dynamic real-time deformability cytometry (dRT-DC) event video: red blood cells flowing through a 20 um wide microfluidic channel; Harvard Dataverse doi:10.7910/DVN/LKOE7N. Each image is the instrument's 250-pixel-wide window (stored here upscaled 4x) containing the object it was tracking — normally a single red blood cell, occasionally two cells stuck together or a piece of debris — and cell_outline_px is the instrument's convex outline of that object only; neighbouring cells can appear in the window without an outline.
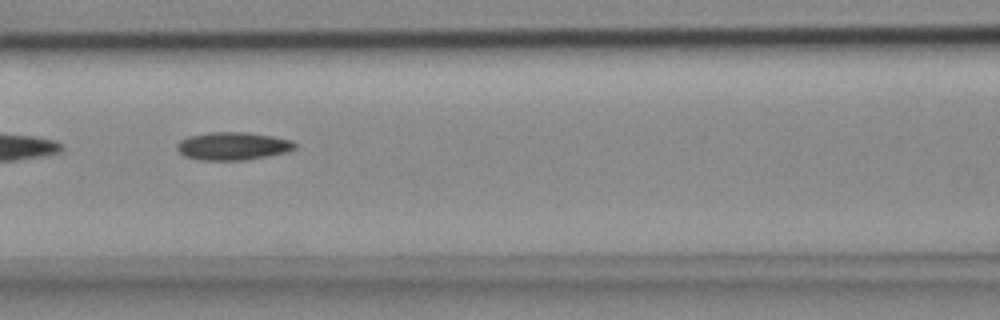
{"species": "common noctule bat (a hibernating species)", "species_latin": "Nyctalus noctula", "temperature_condition": "cold", "stored_images_in_passage": 9, "camera_frame_rate_fps": 3000, "um_per_image_px": 0.085, "animal": {"sex": "female", "body_mass_g": 18.4}, "frame": {"image": 1, "passage_image": 6, "time_ms": 1.667, "image_size_px": [1000, 320], "cell_outline_px": [[296, 148], [288, 152], [268, 156], [244, 160], [196, 160], [184, 156], [176, 148], [176, 144], [180, 140], [188, 136], [212, 132], [248, 132], [272, 136], [292, 140], [296, 144]], "centroid_in_image_um": [19.79, 12.42], "position_along_channel_um": 146.8, "area_um2": 19.36}}
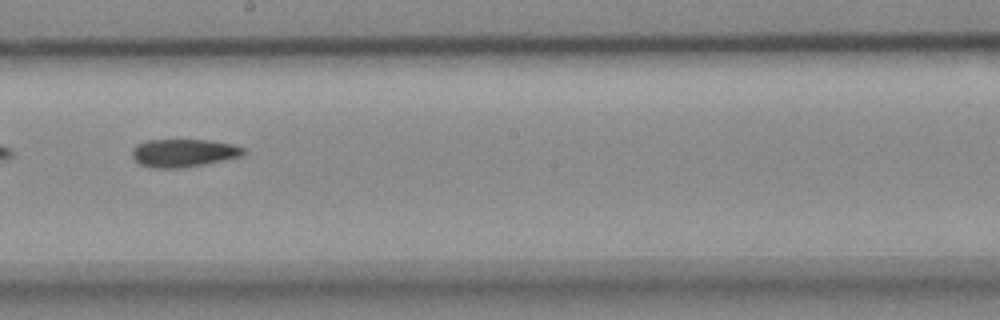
{"frame": {"image": 2, "passage_image": 8, "time_ms": 2.333, "image_size_px": [1000, 320], "cell_outline_px": [[244, 152], [240, 156], [224, 160], [184, 168], [152, 168], [140, 164], [132, 156], [132, 148], [136, 144], [148, 140], [208, 140], [232, 144], [244, 148]], "centroid_in_image_um": [15.56, 13.0], "position_along_channel_um": 232.6, "area_um2": 18.09}}
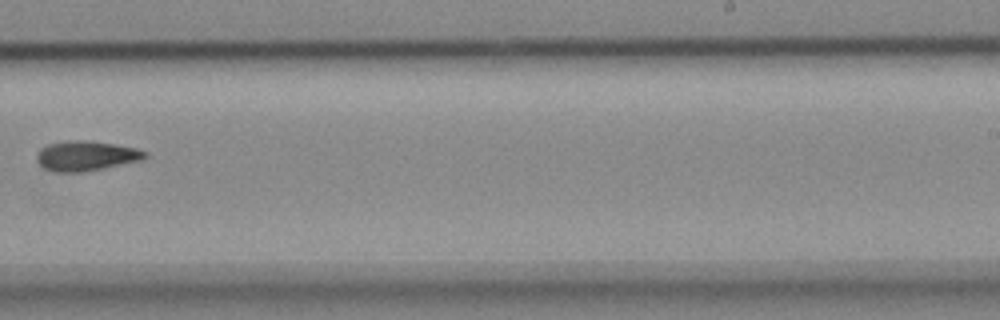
{"frame": {"image": 3, "passage_image": 9, "time_ms": 2.667, "image_size_px": [1000, 320], "cell_outline_px": [[148, 156], [144, 160], [88, 172], [60, 172], [44, 168], [36, 160], [36, 156], [40, 148], [48, 144], [64, 140], [88, 140], [116, 144], [136, 148], [148, 152]], "centroid_in_image_um": [7.36, 13.24], "position_along_channel_um": 281.6, "area_um2": 19.31}}